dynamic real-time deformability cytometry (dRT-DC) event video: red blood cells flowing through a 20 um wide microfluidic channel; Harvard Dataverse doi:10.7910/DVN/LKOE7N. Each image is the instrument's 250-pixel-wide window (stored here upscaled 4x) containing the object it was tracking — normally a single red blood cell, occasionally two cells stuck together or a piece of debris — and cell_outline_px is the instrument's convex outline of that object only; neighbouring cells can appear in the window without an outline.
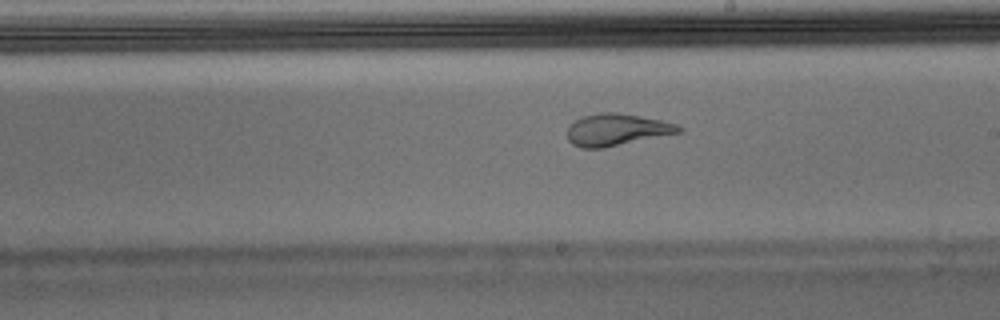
{"species": "Egyptian fruit bat (a non-hibernating species)", "species_latin": "Rousettus aegyptiacus", "temperature_condition": "warm", "stored_images_in_passage": 54, "camera_frame_rate_fps": 3000, "um_per_image_px": 0.085, "animal": {"sex": "male"}, "frame": {"image": 1, "passage_image": 30, "time_ms": 9.667, "image_size_px": [1000, 320], "cell_outline_px": [[684, 132], [604, 148], [580, 148], [572, 144], [568, 140], [568, 124], [580, 116], [600, 112], [616, 112], [640, 116], [660, 120], [676, 124], [684, 128]], "centroid_in_image_um": [52.41, 11.02], "position_along_channel_um": 236.6, "area_um2": 21.1}}
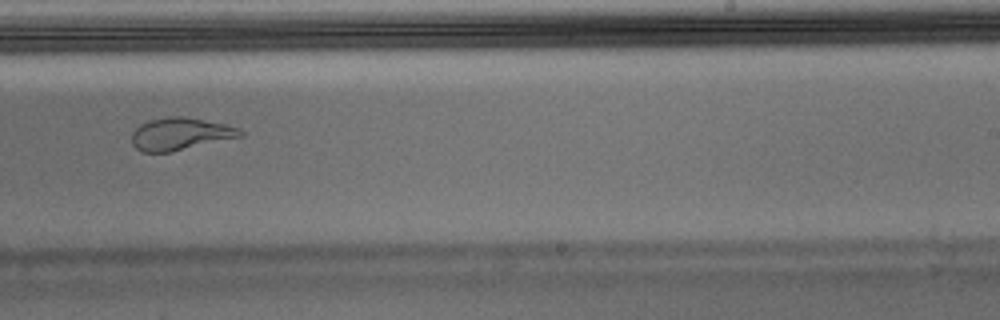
{"frame": {"image": 2, "passage_image": 33, "time_ms": 10.667, "image_size_px": [1000, 320], "cell_outline_px": [[244, 136], [172, 152], [140, 152], [132, 144], [132, 132], [140, 124], [148, 120], [168, 116], [184, 116], [224, 124], [240, 128], [244, 132]], "centroid_in_image_um": [15.33, 11.39], "position_along_channel_um": 273.7, "area_um2": 20.69}}
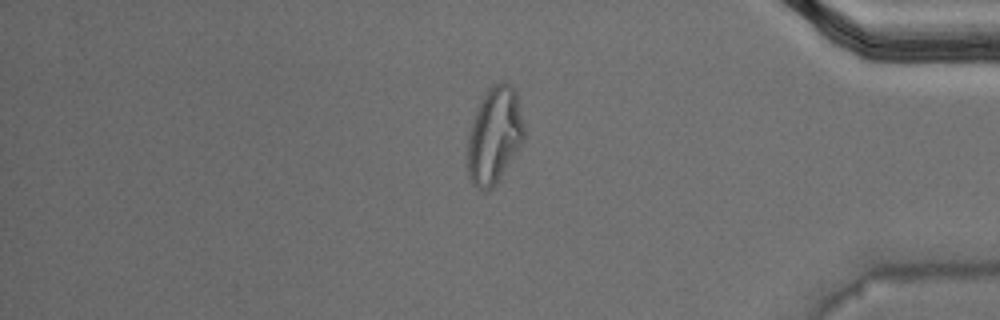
{"frame": {"image": 3, "passage_image": 45, "time_ms": 14.667, "image_size_px": [1000, 320], "cell_outline_px": [[524, 136], [520, 144], [496, 184], [492, 188], [484, 192], [476, 188], [472, 184], [468, 176], [468, 136], [476, 112], [488, 88], [492, 84], [504, 80], [512, 84], [516, 92], [524, 124]], "centroid_in_image_um": [42.02, 11.5], "position_along_channel_um": 393.2, "area_um2": 31.44}, "authors_computed_cell_mechanics": {"area_um2": 21.7906, "velocity_mm_per_s": 3.7214, "shape_relaxation_time_tau1_ms": null, "shape_relaxation_time_tau2_ms": 1.0792, "deformation_change_tau1": null, "deformation_change_tau2": 0.0676}}